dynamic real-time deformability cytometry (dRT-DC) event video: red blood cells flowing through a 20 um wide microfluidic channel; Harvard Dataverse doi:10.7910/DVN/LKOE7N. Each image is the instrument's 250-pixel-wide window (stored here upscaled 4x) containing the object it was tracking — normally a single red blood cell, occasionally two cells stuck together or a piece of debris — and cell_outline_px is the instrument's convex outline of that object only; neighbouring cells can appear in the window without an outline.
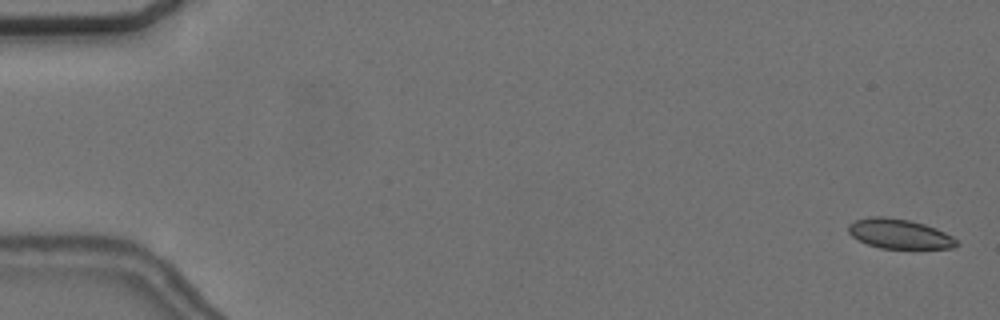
{"species": "common noctule bat (a hibernating species)", "species_latin": "Nyctalus noctula", "temperature_condition": "cold", "stored_images_in_passage": 57, "camera_frame_rate_fps": 3000, "um_per_image_px": 0.085, "animal": {"sex": "female", "body_mass_g": 24.6, "forearm_length_mm": 56.2}, "frame": {"image": 1, "passage_image": 2, "time_ms": 0.333, "image_size_px": [1000, 320], "cell_outline_px": [[960, 244], [952, 248], [880, 248], [868, 244], [852, 236], [848, 232], [848, 224], [856, 220], [868, 216], [884, 216], [908, 220], [924, 224], [936, 228], [952, 236]], "centroid_in_image_um": [76.43, 19.87], "position_along_channel_um": 8.6, "area_um2": 18.61}}
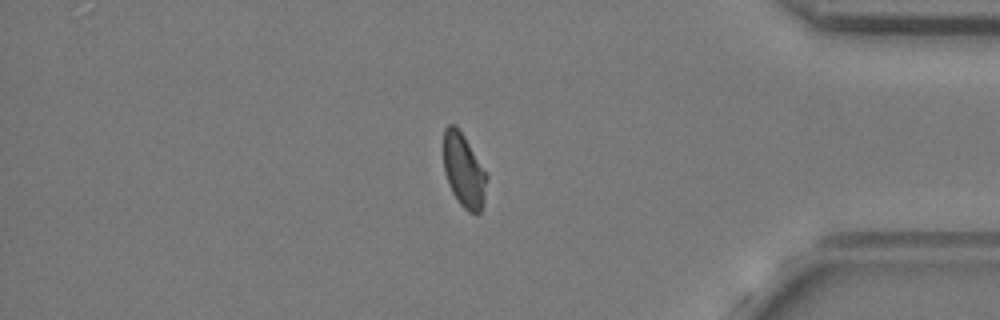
{"frame": {"image": 2, "passage_image": 49, "time_ms": 16.0, "image_size_px": [1000, 320], "cell_outline_px": [[488, 176], [484, 204], [480, 212], [468, 212], [460, 204], [452, 192], [448, 184], [444, 172], [444, 128], [448, 124], [456, 124], [464, 136]], "centroid_in_image_um": [39.42, 14.5], "position_along_channel_um": 395.8, "area_um2": 18.55}}
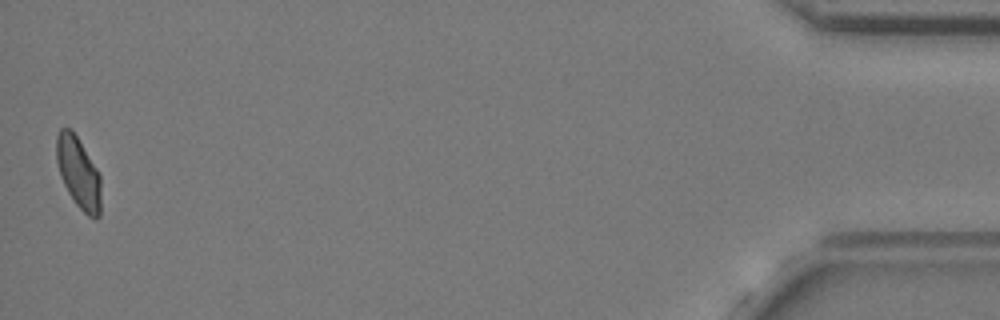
{"frame": {"image": 3, "passage_image": 57, "time_ms": 18.667, "image_size_px": [1000, 320], "cell_outline_px": [[100, 216], [96, 220], [88, 216], [76, 204], [68, 192], [60, 176], [56, 160], [56, 136], [60, 128], [72, 128], [96, 168], [100, 176]], "centroid_in_image_um": [6.65, 14.67], "position_along_channel_um": 428.5, "area_um2": 18.5}, "authors_computed_cell_mechanics": {"area_um2": 19.074, "velocity_mm_per_s": 3.6298, "shape_relaxation_time_tau1_ms": null, "shape_relaxation_time_tau2_ms": 2.4987, "deformation_change_tau1": null, "deformation_change_tau2": 0.0586}}